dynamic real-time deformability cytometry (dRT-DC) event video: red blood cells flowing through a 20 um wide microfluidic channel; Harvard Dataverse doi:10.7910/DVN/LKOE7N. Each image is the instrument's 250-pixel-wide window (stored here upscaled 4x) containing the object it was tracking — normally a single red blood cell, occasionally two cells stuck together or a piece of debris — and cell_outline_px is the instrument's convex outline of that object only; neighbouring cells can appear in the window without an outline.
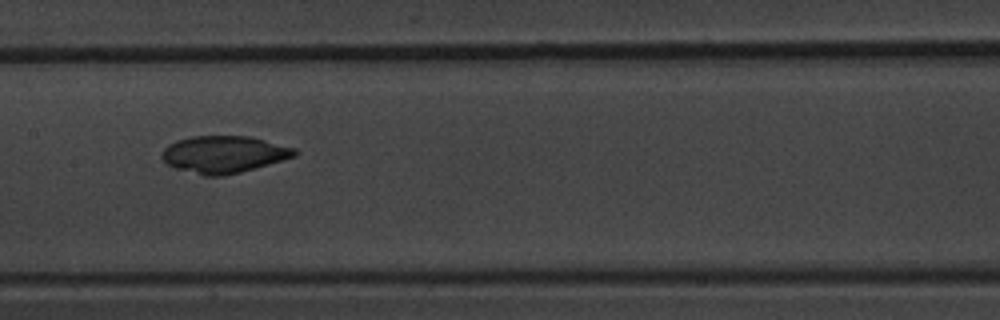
{"species": "common noctule bat (a hibernating species)", "species_latin": "Nyctalus noctula", "temperature_condition": "warm", "stored_images_in_passage": 8, "camera_frame_rate_fps": 3000, "um_per_image_px": 0.085, "animal": {"sex": "male", "body_mass_g": 20.1, "forearm_length_mm": 53.5}, "frame": {"image": 1, "passage_image": 7, "time_ms": 8.0, "image_size_px": [1000, 320], "cell_outline_px": [[300, 152], [296, 156], [284, 160], [240, 172], [224, 176], [204, 176], [176, 168], [168, 164], [160, 156], [160, 152], [168, 144], [176, 140], [192, 136], [248, 136], [296, 148]], "centroid_in_image_um": [19.03, 13.12], "position_along_channel_um": 188.4, "area_um2": 28.78}}
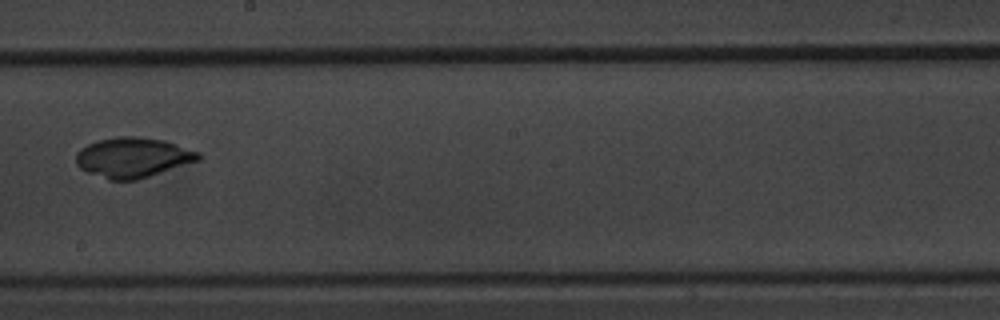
{"frame": {"image": 2, "passage_image": 8, "time_ms": 9.333, "image_size_px": [1000, 320], "cell_outline_px": [[204, 156], [200, 160], [136, 180], [108, 180], [88, 172], [80, 168], [76, 164], [76, 152], [80, 148], [96, 140], [116, 136], [136, 136], [164, 140], [200, 152]], "centroid_in_image_um": [11.29, 13.37], "position_along_channel_um": 236.9, "area_um2": 28.73}}